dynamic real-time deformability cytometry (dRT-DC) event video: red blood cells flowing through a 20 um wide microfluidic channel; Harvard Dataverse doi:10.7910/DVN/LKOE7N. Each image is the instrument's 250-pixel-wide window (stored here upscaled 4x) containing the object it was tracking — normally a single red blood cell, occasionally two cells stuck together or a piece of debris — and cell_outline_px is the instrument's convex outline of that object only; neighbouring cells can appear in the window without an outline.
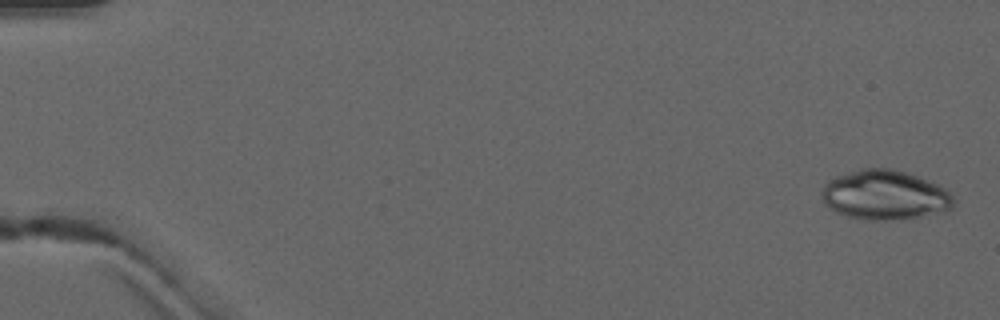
{"species": "common noctule bat (a hibernating species)", "species_latin": "Nyctalus noctula", "temperature_condition": "warm", "stored_images_in_passage": 5, "camera_frame_rate_fps": 3000, "um_per_image_px": 0.085, "animal": {"sex": "male", "forearm_length_mm": 52.5}, "frame": {"image": 1, "passage_image": 1, "time_ms": 0.0, "image_size_px": [1000, 320], "cell_outline_px": [[956, 208], [944, 212], [920, 216], [884, 220], [864, 220], [848, 216], [836, 212], [828, 208], [824, 204], [820, 196], [820, 192], [824, 184], [828, 180], [836, 176], [860, 168], [892, 168], [940, 184], [956, 200]], "centroid_in_image_um": [75.2, 16.58], "position_along_channel_um": 9.8, "area_um2": 38.55}}